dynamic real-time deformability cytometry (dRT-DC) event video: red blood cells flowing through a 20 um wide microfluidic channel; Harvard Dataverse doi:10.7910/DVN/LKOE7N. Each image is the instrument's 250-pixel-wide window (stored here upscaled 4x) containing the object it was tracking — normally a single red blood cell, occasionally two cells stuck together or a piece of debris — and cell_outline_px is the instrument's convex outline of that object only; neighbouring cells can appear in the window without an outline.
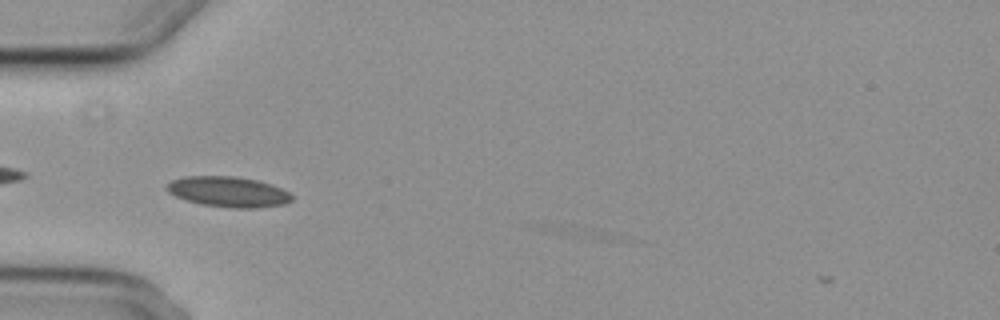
{"species": "common noctule bat (a hibernating species)", "species_latin": "Nyctalus noctula", "temperature_condition": "cold", "stored_images_in_passage": 4, "camera_frame_rate_fps": 3000, "um_per_image_px": 0.085, "animal": {"sex": "female", "body_mass_g": 29.2, "forearm_length_mm": 56.3}, "frame": {"image": 1, "passage_image": 3, "time_ms": 3.333, "image_size_px": [1000, 320], "cell_outline_px": [[292, 200], [284, 204], [256, 208], [232, 208], [200, 204], [176, 196], [168, 192], [164, 188], [172, 180], [184, 176], [236, 176], [256, 180], [272, 184], [288, 192], [292, 196]], "centroid_in_image_um": [19.39, 16.3], "position_along_channel_um": 65.6, "area_um2": 22.14}}